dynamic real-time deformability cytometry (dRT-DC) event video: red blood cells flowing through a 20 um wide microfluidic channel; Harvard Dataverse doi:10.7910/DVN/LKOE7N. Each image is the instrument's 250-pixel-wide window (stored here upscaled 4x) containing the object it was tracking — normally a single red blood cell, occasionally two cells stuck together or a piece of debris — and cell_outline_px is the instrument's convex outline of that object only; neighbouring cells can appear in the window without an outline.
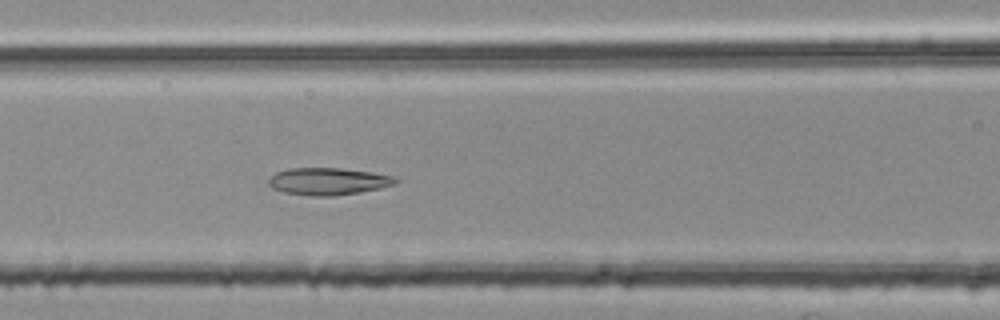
{"species": "common noctule bat (a hibernating species)", "species_latin": "Nyctalus noctula", "temperature_condition": "room temperature", "stored_images_in_passage": 47, "camera_frame_rate_fps": 3000, "um_per_image_px": 0.085, "animal": {"sex": "female", "body_mass_g": 25.1}, "frame": {"image": 1, "passage_image": 18, "time_ms": 5.667, "image_size_px": [1000, 320], "cell_outline_px": [[400, 180], [392, 184], [380, 188], [360, 192], [336, 196], [308, 196], [284, 192], [272, 188], [268, 184], [268, 180], [276, 172], [288, 168], [340, 168], [372, 172], [392, 176]], "centroid_in_image_um": [27.86, 15.42], "position_along_channel_um": 138.7, "area_um2": 20.11}}
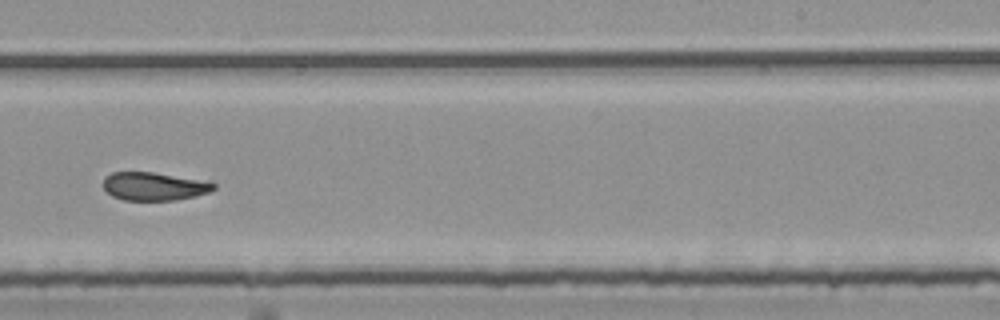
{"frame": {"image": 2, "passage_image": 29, "time_ms": 9.333, "image_size_px": [1000, 320], "cell_outline_px": [[216, 188], [208, 192], [176, 200], [124, 200], [112, 196], [104, 188], [104, 176], [112, 172], [152, 172], [196, 180], [216, 184]], "centroid_in_image_um": [13.02, 15.84], "position_along_channel_um": 276.0, "area_um2": 17.69}}
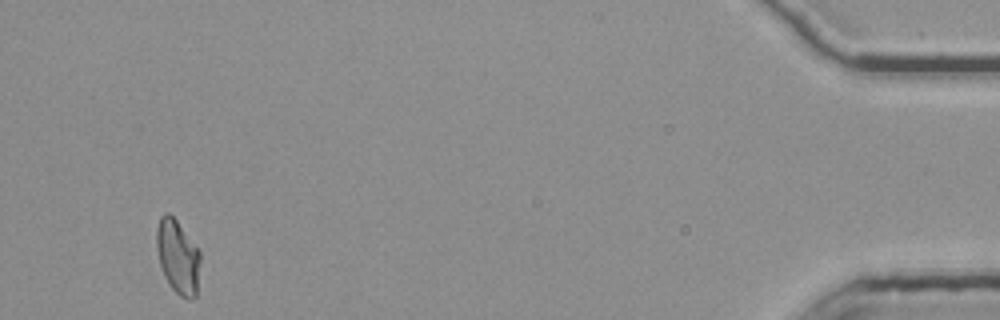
{"frame": {"image": 3, "passage_image": 47, "time_ms": 15.333, "image_size_px": [1000, 320], "cell_outline_px": [[200, 260], [196, 296], [192, 300], [188, 300], [180, 296], [168, 284], [160, 268], [156, 248], [156, 228], [160, 216], [164, 212], [168, 212], [176, 220], [200, 252]], "centroid_in_image_um": [15.08, 21.84], "position_along_channel_um": 420.1, "area_um2": 18.96}, "authors_computed_cell_mechanics": {"area_um2": 19.3052, "velocity_mm_per_s": 3.7531, "shape_relaxation_time_tau1_ms": null, "shape_relaxation_time_tau2_ms": 2.1677, "deformation_change_tau1": null, "deformation_change_tau2": 0.0899}}